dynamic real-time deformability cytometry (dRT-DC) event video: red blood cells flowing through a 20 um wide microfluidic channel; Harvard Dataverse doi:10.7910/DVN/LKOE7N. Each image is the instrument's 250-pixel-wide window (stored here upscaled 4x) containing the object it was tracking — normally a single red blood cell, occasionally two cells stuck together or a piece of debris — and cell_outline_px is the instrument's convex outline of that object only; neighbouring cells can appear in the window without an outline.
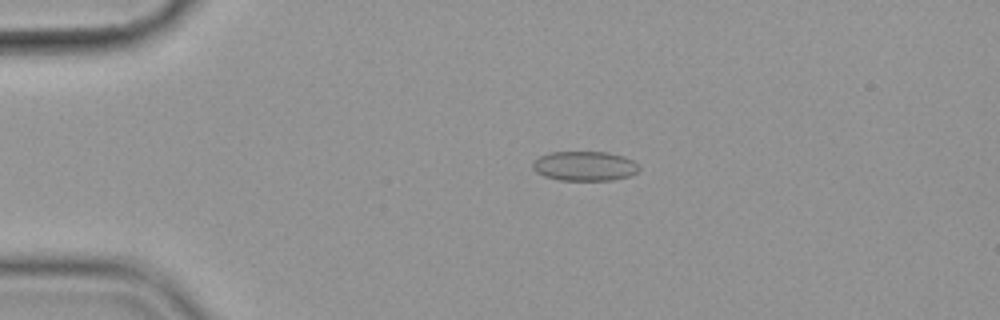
{"species": "common noctule bat (a hibernating species)", "species_latin": "Nyctalus noctula", "temperature_condition": "cold", "stored_images_in_passage": 56, "camera_frame_rate_fps": 3000, "um_per_image_px": 0.085, "animal": {"sex": "female", "body_mass_g": 19.9}, "frame": {"image": 1, "passage_image": 12, "time_ms": 3.667, "image_size_px": [1000, 320], "cell_outline_px": [[640, 168], [632, 176], [612, 180], [560, 180], [544, 176], [536, 172], [532, 168], [532, 164], [540, 156], [548, 152], [608, 152], [624, 156], [632, 160]], "centroid_in_image_um": [49.7, 14.11], "position_along_channel_um": 35.3, "area_um2": 18.38}}
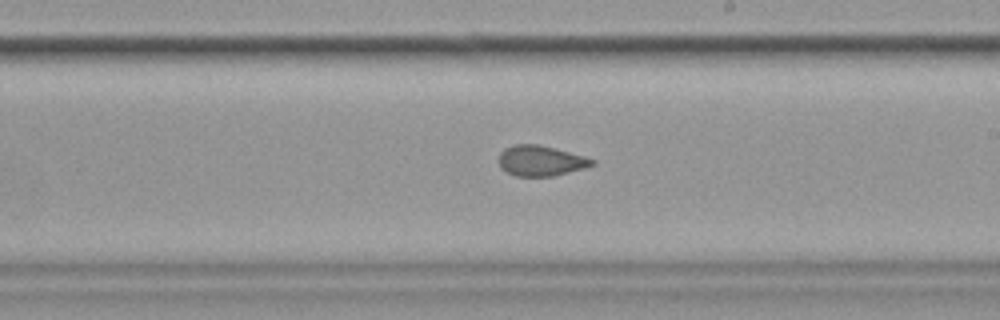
{"frame": {"image": 2, "passage_image": 33, "time_ms": 10.667, "image_size_px": [1000, 320], "cell_outline_px": [[596, 164], [584, 168], [552, 176], [516, 176], [500, 168], [496, 160], [500, 152], [504, 148], [516, 144], [540, 144], [584, 156], [596, 160]], "centroid_in_image_um": [45.92, 13.65], "position_along_channel_um": 243.1, "area_um2": 16.7}}
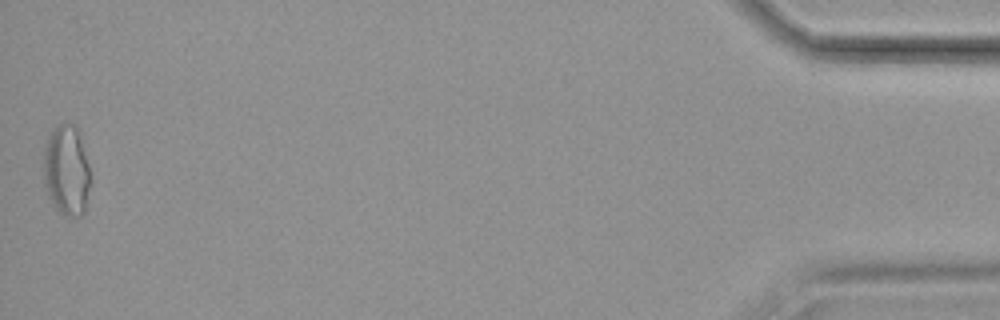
{"frame": {"image": 3, "passage_image": 56, "time_ms": 18.333, "image_size_px": [1000, 320], "cell_outline_px": [[88, 188], [84, 212], [80, 216], [72, 216], [60, 212], [56, 208], [48, 196], [44, 184], [44, 148], [48, 132], [60, 124], [72, 124], [80, 132], [88, 164]], "centroid_in_image_um": [5.62, 14.44], "position_along_channel_um": 429.6, "area_um2": 24.39}, "authors_computed_cell_mechanics": {"area_um2": 18.0336, "velocity_mm_per_s": 3.5839, "shape_relaxation_time_tau1_ms": null, "shape_relaxation_time_tau2_ms": 1.0918, "deformation_change_tau1": null, "deformation_change_tau2": 0.0557}}